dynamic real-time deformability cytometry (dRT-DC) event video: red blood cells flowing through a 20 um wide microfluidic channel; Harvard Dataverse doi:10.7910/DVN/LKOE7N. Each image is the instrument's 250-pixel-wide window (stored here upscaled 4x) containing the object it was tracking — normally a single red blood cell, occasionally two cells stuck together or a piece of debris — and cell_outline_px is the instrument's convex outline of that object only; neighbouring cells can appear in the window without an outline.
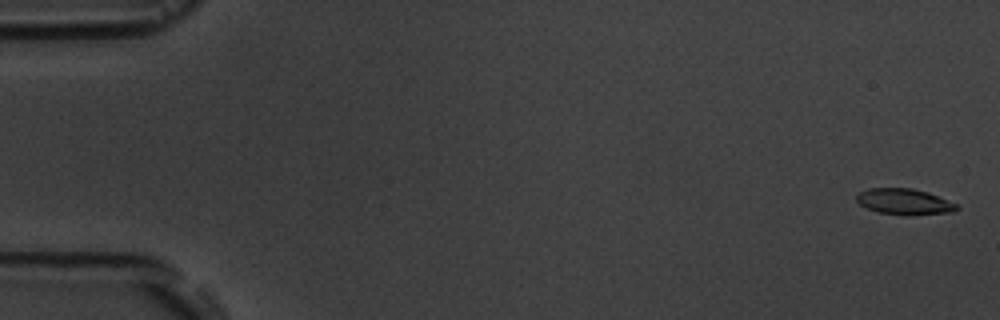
{"species": "common noctule bat (a hibernating species)", "species_latin": "Nyctalus noctula", "temperature_condition": "room temperature", "stored_images_in_passage": 5, "camera_frame_rate_fps": 3000, "um_per_image_px": 0.085, "animal": {"sex": "male", "body_mass_g": 19.5, "forearm_length_mm": 54.6}, "frame": {"image": 1, "passage_image": 1, "time_ms": 0.0, "image_size_px": [1000, 320], "cell_outline_px": [[960, 208], [956, 212], [912, 216], [908, 216], [876, 212], [860, 204], [856, 200], [856, 196], [860, 192], [868, 188], [912, 188], [928, 192], [956, 204]], "centroid_in_image_um": [76.9, 17.16], "position_along_channel_um": 8.1, "area_um2": 15.37}}